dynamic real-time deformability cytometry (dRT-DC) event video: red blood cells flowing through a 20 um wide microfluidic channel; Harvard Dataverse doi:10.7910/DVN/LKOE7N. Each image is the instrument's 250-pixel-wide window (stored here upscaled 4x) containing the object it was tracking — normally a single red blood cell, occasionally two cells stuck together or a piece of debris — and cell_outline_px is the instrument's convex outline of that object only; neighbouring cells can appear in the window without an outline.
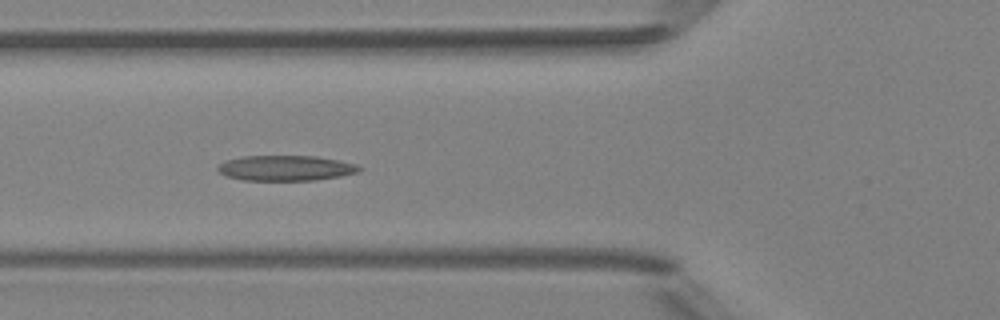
{"species": "Egyptian fruit bat (a non-hibernating species)", "species_latin": "Rousettus aegyptiacus", "temperature_condition": "room temperature", "stored_images_in_passage": 7, "camera_frame_rate_fps": 3000, "um_per_image_px": 0.085, "animal": {"sex": "female"}, "frame": {"image": 1, "passage_image": 5, "time_ms": 5.333, "image_size_px": [1000, 320], "cell_outline_px": [[364, 168], [360, 172], [340, 176], [316, 180], [244, 180], [228, 176], [220, 172], [216, 168], [224, 160], [244, 156], [316, 156], [340, 160], [356, 164]], "centroid_in_image_um": [24.33, 14.28], "position_along_channel_um": 101.5, "area_um2": 20.92}}
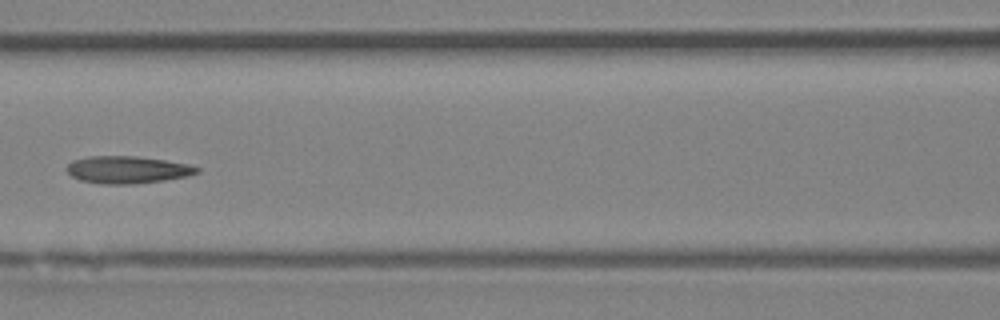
{"frame": {"image": 2, "passage_image": 6, "time_ms": 6.667, "image_size_px": [1000, 320], "cell_outline_px": [[200, 172], [188, 176], [164, 180], [132, 184], [100, 184], [80, 180], [72, 176], [64, 168], [72, 160], [88, 156], [136, 156], [164, 160], [188, 164], [200, 168]], "centroid_in_image_um": [10.8, 14.42], "position_along_channel_um": 155.8, "area_um2": 20.81}}
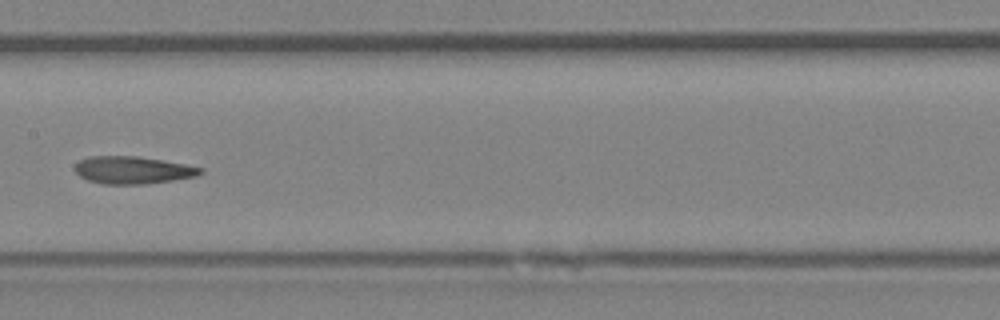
{"frame": {"image": 3, "passage_image": 7, "time_ms": 7.667, "image_size_px": [1000, 320], "cell_outline_px": [[204, 172], [196, 176], [148, 184], [100, 184], [88, 180], [80, 176], [76, 172], [76, 164], [80, 160], [88, 156], [136, 156], [164, 160], [204, 168]], "centroid_in_image_um": [11.3, 14.46], "position_along_channel_um": 196.1, "area_um2": 20.11}}